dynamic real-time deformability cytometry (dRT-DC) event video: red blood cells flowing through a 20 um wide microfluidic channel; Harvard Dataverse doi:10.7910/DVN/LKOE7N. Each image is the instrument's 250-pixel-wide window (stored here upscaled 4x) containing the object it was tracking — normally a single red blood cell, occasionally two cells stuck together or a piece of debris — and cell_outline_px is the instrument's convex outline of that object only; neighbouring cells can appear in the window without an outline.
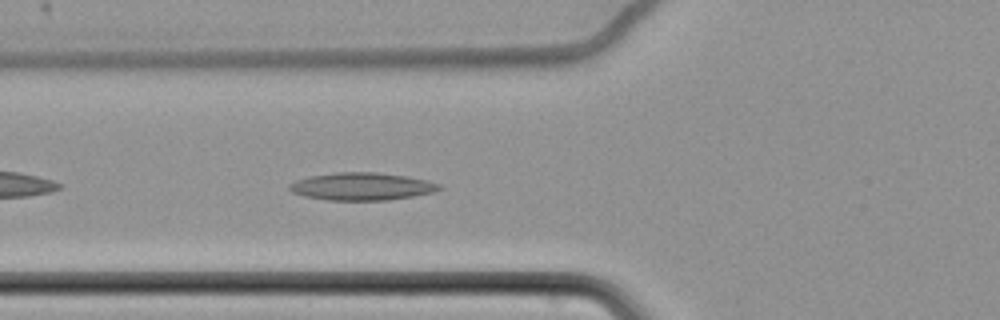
{"species": "common noctule bat (a hibernating species)", "species_latin": "Nyctalus noctula", "temperature_condition": "cold", "stored_images_in_passage": 43, "camera_frame_rate_fps": 3000, "um_per_image_px": 0.085, "animal": {"sex": "female", "body_mass_g": 22.7, "forearm_length_mm": 54.2}, "frame": {"image": 1, "passage_image": 6, "time_ms": 1.667, "image_size_px": [1000, 320], "cell_outline_px": [[444, 188], [432, 192], [412, 196], [388, 200], [328, 200], [304, 196], [292, 192], [288, 188], [288, 184], [296, 180], [308, 176], [336, 172], [376, 172], [408, 176], [440, 184]], "centroid_in_image_um": [30.72, 15.84], "position_along_channel_um": 95.1, "area_um2": 24.1}}
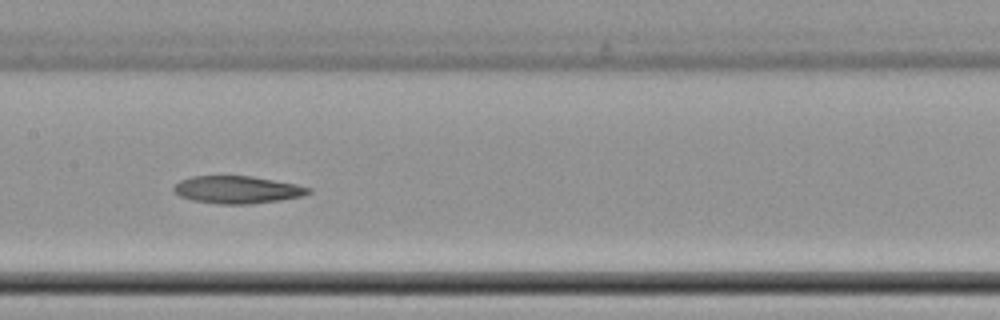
{"frame": {"image": 2, "passage_image": 14, "time_ms": 4.333, "image_size_px": [1000, 320], "cell_outline_px": [[312, 192], [304, 196], [280, 200], [248, 204], [220, 204], [192, 200], [180, 196], [172, 188], [180, 180], [192, 176], [252, 176], [296, 184], [312, 188]], "centroid_in_image_um": [20.2, 16.12], "position_along_channel_um": 187.2, "area_um2": 21.56}}
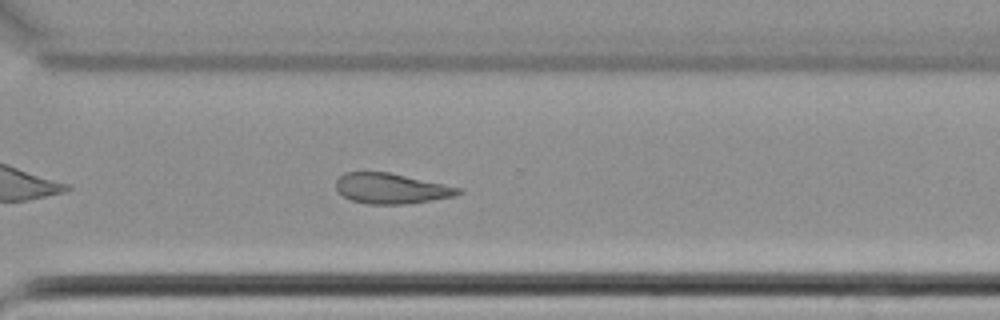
{"frame": {"image": 3, "passage_image": 27, "time_ms": 8.667, "image_size_px": [1000, 320], "cell_outline_px": [[464, 192], [456, 196], [408, 204], [368, 204], [352, 200], [336, 192], [336, 180], [344, 172], [388, 172], [464, 188]], "centroid_in_image_um": [33.29, 16.02], "position_along_channel_um": 337.3, "area_um2": 21.85}, "authors_computed_cell_mechanics": {"area_um2": 22.831, "velocity_mm_per_s": 3.4591, "shape_relaxation_time_tau1_ms": null, "shape_relaxation_time_tau2_ms": 5.5397, "deformation_change_tau1": null, "deformation_change_tau2": 0.1404}}